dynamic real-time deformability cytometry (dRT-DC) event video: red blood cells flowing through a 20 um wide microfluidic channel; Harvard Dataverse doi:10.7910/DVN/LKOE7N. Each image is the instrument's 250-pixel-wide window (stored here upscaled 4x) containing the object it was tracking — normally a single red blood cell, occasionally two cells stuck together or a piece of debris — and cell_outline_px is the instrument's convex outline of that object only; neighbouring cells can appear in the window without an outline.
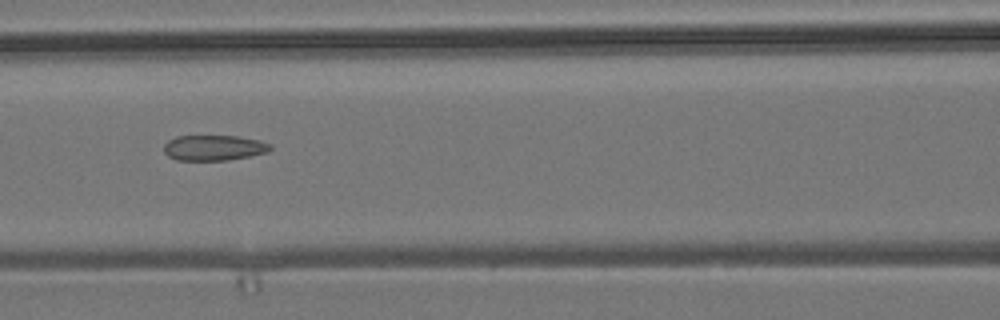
{"species": "common noctule bat (a hibernating species)", "species_latin": "Nyctalus noctula", "temperature_condition": "room temperature", "stored_images_in_passage": 4, "camera_frame_rate_fps": 3000, "um_per_image_px": 0.085, "animal": {"sex": "male", "body_mass_g": 19.2, "forearm_length_mm": 51.8}, "frame": {"image": 1, "passage_image": 4, "time_ms": 3.667, "image_size_px": [1000, 320], "cell_outline_px": [[272, 148], [268, 152], [228, 160], [176, 160], [168, 156], [164, 152], [164, 144], [168, 140], [176, 136], [240, 136], [260, 140], [272, 144]], "centroid_in_image_um": [18.19, 12.55], "position_along_channel_um": 148.4, "area_um2": 15.9}}